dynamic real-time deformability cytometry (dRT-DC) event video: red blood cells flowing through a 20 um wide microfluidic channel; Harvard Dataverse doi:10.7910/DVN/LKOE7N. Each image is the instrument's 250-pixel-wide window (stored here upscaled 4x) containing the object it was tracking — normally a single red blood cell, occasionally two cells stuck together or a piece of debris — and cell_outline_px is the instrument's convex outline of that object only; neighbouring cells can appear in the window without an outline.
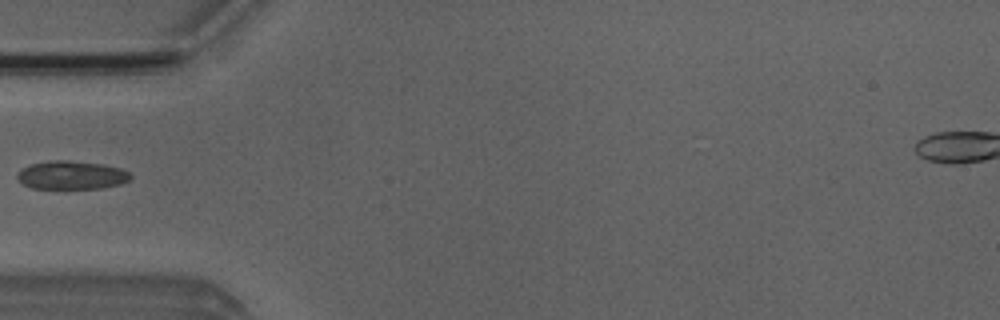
{"species": "Egyptian fruit bat (a non-hibernating species)", "species_latin": "Rousettus aegyptiacus", "temperature_condition": "room temperature", "stored_images_in_passage": 5, "camera_frame_rate_fps": 3000, "um_per_image_px": 0.085, "animal": {"sex": "male"}, "frame": {"image": 1, "passage_image": 5, "time_ms": 4.667, "image_size_px": [1000, 320], "cell_outline_px": [[132, 176], [128, 180], [120, 184], [100, 188], [32, 188], [24, 184], [16, 176], [28, 164], [52, 160], [68, 160], [104, 164], [120, 168], [128, 172]], "centroid_in_image_um": [6.09, 14.87], "position_along_channel_um": 78.9, "area_um2": 18.55}}